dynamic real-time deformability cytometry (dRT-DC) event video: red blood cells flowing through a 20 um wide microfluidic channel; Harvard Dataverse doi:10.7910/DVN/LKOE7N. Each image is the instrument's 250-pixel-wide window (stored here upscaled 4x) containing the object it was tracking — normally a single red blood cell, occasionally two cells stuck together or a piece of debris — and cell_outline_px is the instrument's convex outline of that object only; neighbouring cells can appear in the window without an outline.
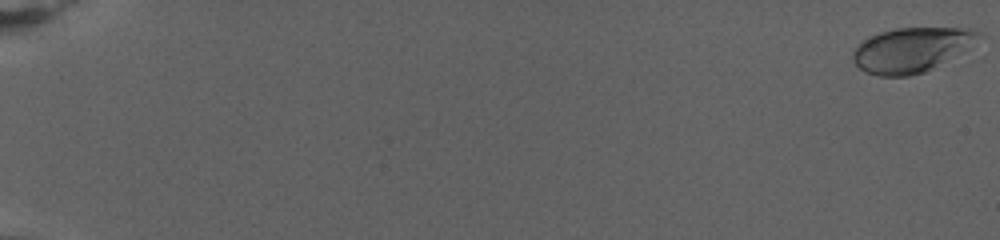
{"species": "human", "species_latin": "Homo sapiens", "temperature_condition": "warm", "stored_images_in_passage": 79, "camera_frame_rate_fps": 3000, "um_per_image_px": 0.085, "donor": {"sex": "female"}, "frame": {"image": 1, "passage_image": 1, "time_ms": 0.0, "image_size_px": [1000, 240], "cell_outline_px": [[980, 36], [932, 68], [924, 72], [908, 76], [880, 76], [864, 72], [856, 64], [852, 56], [852, 52], [868, 36], [880, 32], [896, 28], [972, 28], [980, 32]], "centroid_in_image_um": [77.35, 4.23], "position_along_channel_um": 7.6, "area_um2": 31.62}}
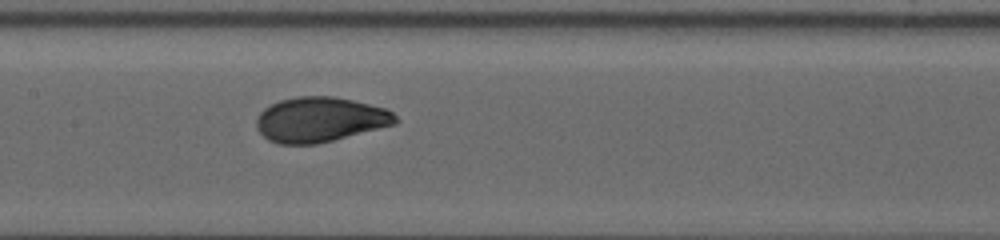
{"frame": {"image": 2, "passage_image": 43, "time_ms": 14.0, "image_size_px": [1000, 240], "cell_outline_px": [[400, 120], [396, 124], [316, 144], [280, 144], [268, 140], [256, 128], [256, 116], [264, 108], [280, 100], [296, 96], [332, 96], [352, 100], [384, 108], [392, 112]], "centroid_in_image_um": [27.18, 10.16], "position_along_channel_um": 180.2, "area_um2": 36.3}}
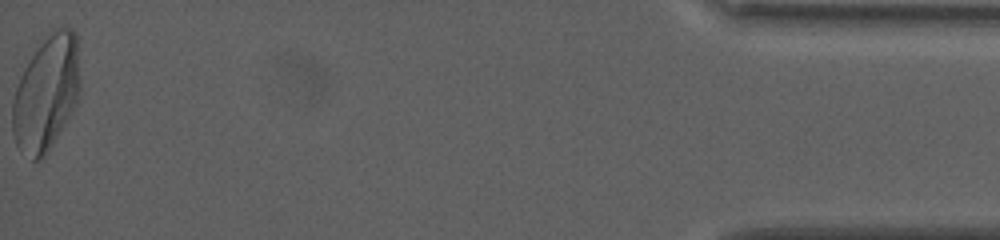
{"frame": {"image": 3, "passage_image": 79, "time_ms": 26.0, "image_size_px": [1000, 240], "cell_outline_px": [[80, 88], [72, 112], [48, 152], [40, 160], [32, 160], [16, 144], [12, 132], [12, 104], [16, 88], [20, 76], [24, 68], [32, 56], [44, 40], [60, 24], [72, 28], [76, 32], [80, 80]], "centroid_in_image_um": [3.95, 7.92], "position_along_channel_um": 431.3, "area_um2": 45.08}, "authors_computed_cell_mechanics": {"area_um2": 35.7204, "velocity_mm_per_s": 2.7809, "shape_relaxation_time_tau1_ms": 5.2727, "shape_relaxation_time_tau2_ms": null, "deformation_change_tau1": 0.1936, "deformation_change_tau2": null}}